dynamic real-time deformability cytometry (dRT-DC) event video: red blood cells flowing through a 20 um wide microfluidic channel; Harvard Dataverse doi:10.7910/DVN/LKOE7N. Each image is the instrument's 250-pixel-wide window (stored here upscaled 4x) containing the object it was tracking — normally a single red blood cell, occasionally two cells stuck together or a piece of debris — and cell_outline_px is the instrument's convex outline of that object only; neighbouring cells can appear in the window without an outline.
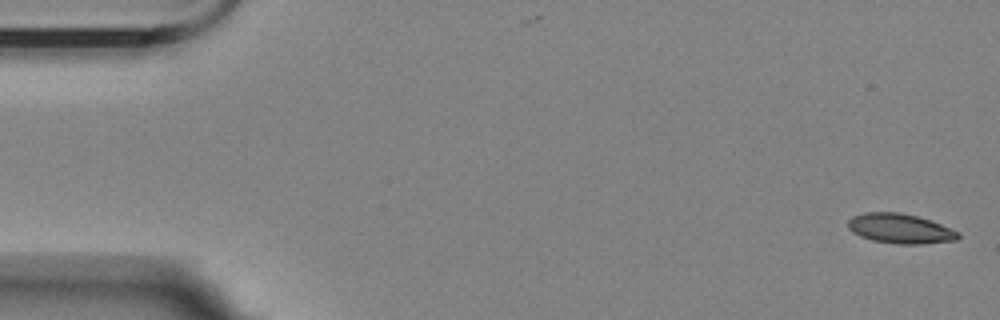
{"species": "Egyptian fruit bat (a non-hibernating species)", "species_latin": "Rousettus aegyptiacus", "temperature_condition": "room temperature", "stored_images_in_passage": 6, "camera_frame_rate_fps": 3000, "um_per_image_px": 0.085, "animal": {"sex": "female"}, "frame": {"image": 1, "passage_image": 1, "time_ms": 0.0, "image_size_px": [1000, 320], "cell_outline_px": [[960, 236], [956, 240], [920, 244], [896, 244], [872, 240], [860, 236], [852, 232], [848, 228], [848, 220], [852, 216], [864, 212], [900, 212], [916, 216], [940, 224], [960, 232]], "centroid_in_image_um": [76.48, 19.43], "position_along_channel_um": 8.5, "area_um2": 19.07}}
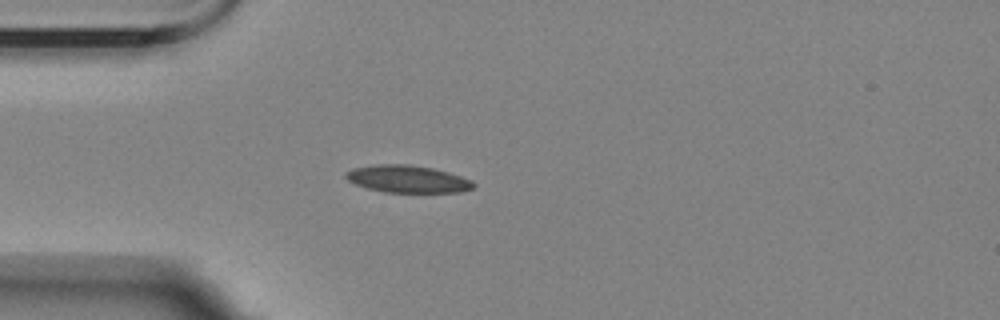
{"frame": {"image": 2, "passage_image": 5, "time_ms": 4.667, "image_size_px": [1000, 320], "cell_outline_px": [[476, 184], [472, 188], [460, 192], [384, 192], [368, 188], [356, 184], [348, 180], [344, 176], [344, 172], [352, 168], [372, 164], [408, 164], [432, 168], [448, 172], [472, 180]], "centroid_in_image_um": [34.61, 15.2], "position_along_channel_um": 50.4, "area_um2": 20.35}}